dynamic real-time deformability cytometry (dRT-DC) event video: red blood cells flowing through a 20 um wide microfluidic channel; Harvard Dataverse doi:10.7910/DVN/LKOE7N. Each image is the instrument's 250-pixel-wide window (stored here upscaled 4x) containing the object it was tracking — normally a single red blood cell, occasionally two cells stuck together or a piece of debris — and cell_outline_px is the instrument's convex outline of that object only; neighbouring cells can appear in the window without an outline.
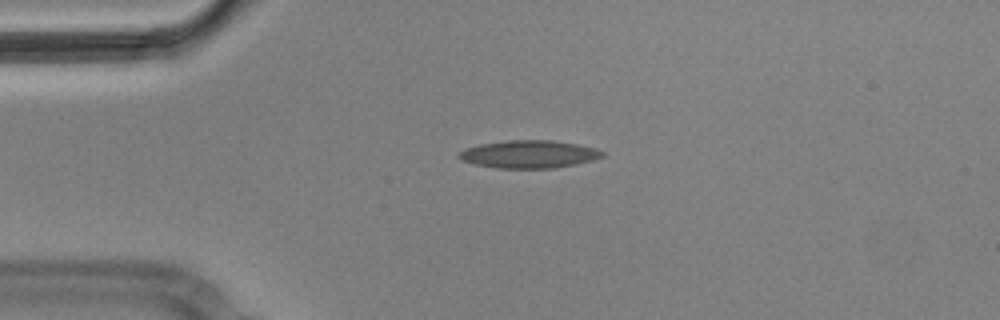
{"species": "Egyptian fruit bat (a non-hibernating species)", "species_latin": "Rousettus aegyptiacus", "temperature_condition": "cold", "stored_images_in_passage": 4, "camera_frame_rate_fps": 3000, "um_per_image_px": 0.085, "animal": {"sex": "male"}, "frame": {"image": 1, "passage_image": 3, "time_ms": 0.667, "image_size_px": [1000, 320], "cell_outline_px": [[604, 156], [592, 160], [576, 164], [552, 168], [496, 168], [476, 164], [460, 160], [456, 156], [464, 148], [480, 144], [508, 140], [552, 140], [576, 144], [596, 148], [604, 152]], "centroid_in_image_um": [44.94, 13.1], "position_along_channel_um": 40.1, "area_um2": 23.18}}